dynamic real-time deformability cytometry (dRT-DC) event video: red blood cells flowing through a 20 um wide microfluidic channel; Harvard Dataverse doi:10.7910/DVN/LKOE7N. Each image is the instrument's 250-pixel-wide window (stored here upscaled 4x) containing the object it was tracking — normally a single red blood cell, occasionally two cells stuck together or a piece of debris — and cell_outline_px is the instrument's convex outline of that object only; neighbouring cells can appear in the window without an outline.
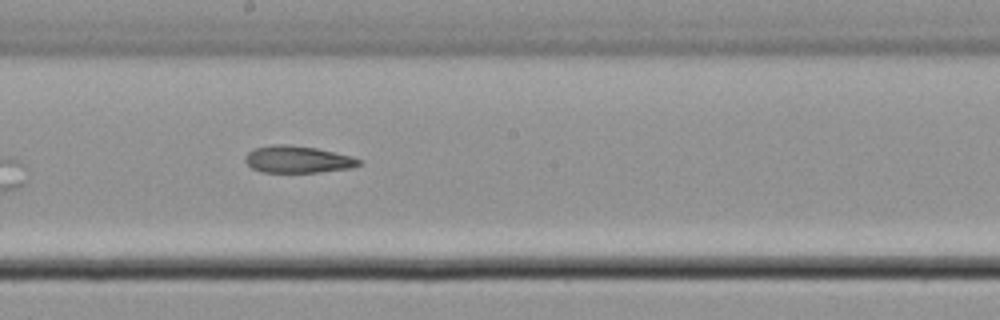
{"species": "common noctule bat (a hibernating species)", "species_latin": "Nyctalus noctula", "temperature_condition": "cold", "stored_images_in_passage": 15, "camera_frame_rate_fps": 3000, "um_per_image_px": 0.085, "animal": {"sex": "male", "body_mass_g": 21.5, "forearm_length_mm": 52.0}, "frame": {"image": 1, "passage_image": 9, "time_ms": 10.667, "image_size_px": [1000, 320], "cell_outline_px": [[360, 164], [352, 168], [320, 172], [260, 172], [252, 168], [244, 160], [244, 156], [252, 148], [272, 144], [288, 144], [316, 148], [352, 156], [360, 160]], "centroid_in_image_um": [25.26, 13.54], "position_along_channel_um": 222.9, "area_um2": 18.03}}
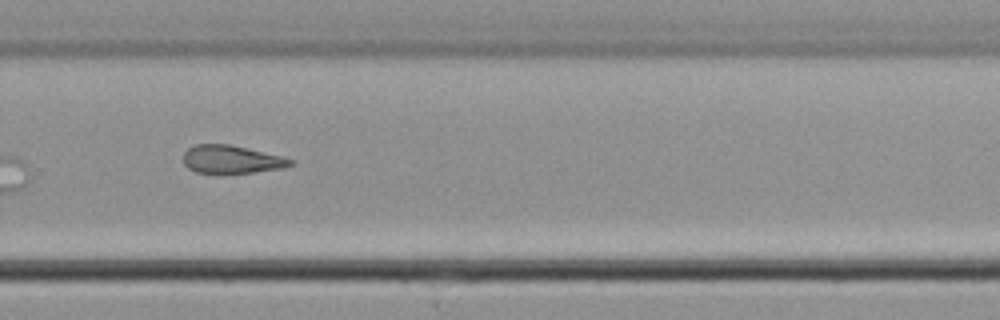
{"frame": {"image": 2, "passage_image": 11, "time_ms": 13.0, "image_size_px": [1000, 320], "cell_outline_px": [[292, 164], [284, 168], [252, 172], [196, 172], [188, 168], [184, 164], [184, 152], [188, 148], [196, 144], [228, 144], [280, 156], [292, 160]], "centroid_in_image_um": [19.63, 13.54], "position_along_channel_um": 310.2, "area_um2": 16.99}}
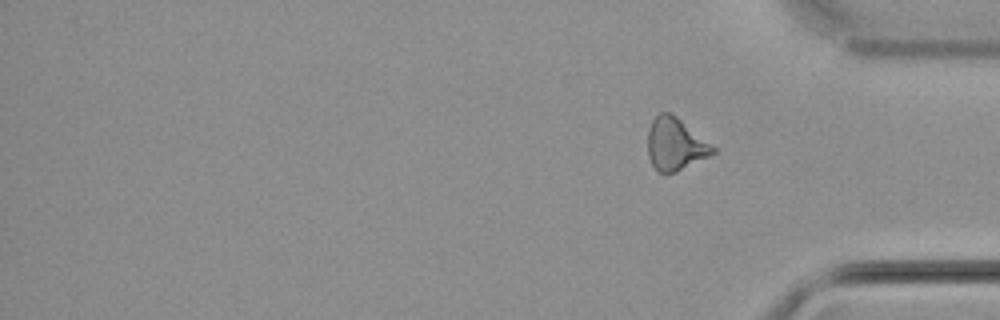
{"frame": {"image": 3, "passage_image": 15, "time_ms": 19.667, "image_size_px": [1000, 320], "cell_outline_px": [[716, 152], [676, 172], [664, 176], [656, 172], [648, 156], [648, 128], [652, 120], [660, 112], [672, 112], [716, 148]], "centroid_in_image_um": [57.36, 12.27], "position_along_channel_um": 377.8, "area_um2": 20.11}, "authors_computed_cell_mechanics": {"area_um2": 12.5426, "velocity_mm_per_s": 3.4212, "shape_relaxation_time_tau1_ms": null, "shape_relaxation_time_tau2_ms": 3.7558, "deformation_change_tau1": null, "deformation_change_tau2": 0.1436}}